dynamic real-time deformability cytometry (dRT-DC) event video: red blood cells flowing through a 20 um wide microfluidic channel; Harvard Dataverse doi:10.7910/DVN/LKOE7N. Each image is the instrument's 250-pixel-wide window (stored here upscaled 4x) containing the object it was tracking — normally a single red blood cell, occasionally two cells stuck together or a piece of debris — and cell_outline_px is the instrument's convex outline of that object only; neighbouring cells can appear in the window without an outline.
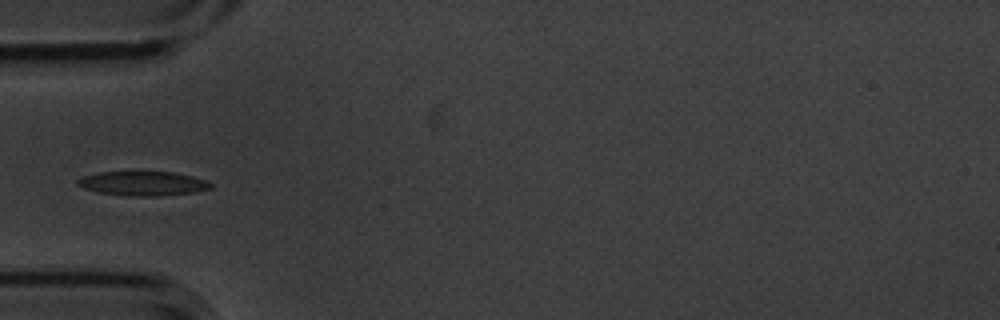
{"species": "common noctule bat (a hibernating species)", "species_latin": "Nyctalus noctula", "temperature_condition": "cold", "stored_images_in_passage": 6, "camera_frame_rate_fps": 3000, "um_per_image_px": 0.085, "animal": {"sex": "male", "body_mass_g": 20.1, "forearm_length_mm": 53.5}, "frame": {"image": 1, "passage_image": 4, "time_ms": 1.0, "image_size_px": [1000, 320], "cell_outline_px": [[212, 188], [192, 192], [160, 196], [128, 196], [100, 192], [84, 188], [76, 184], [76, 180], [84, 176], [96, 172], [176, 172], [192, 176], [204, 180], [212, 184]], "centroid_in_image_um": [12.13, 15.59], "position_along_channel_um": 72.9, "area_um2": 18.73}}
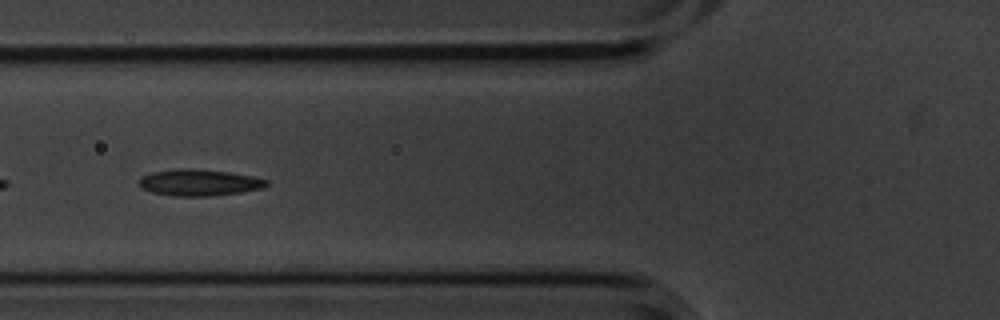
{"frame": {"image": 2, "passage_image": 5, "time_ms": 1.333, "image_size_px": [1000, 320], "cell_outline_px": [[268, 184], [264, 188], [240, 192], [212, 196], [176, 196], [152, 192], [140, 188], [136, 184], [144, 176], [152, 172], [176, 168], [192, 168], [228, 172], [252, 176], [268, 180]], "centroid_in_image_um": [16.91, 15.51], "position_along_channel_um": 108.9, "area_um2": 19.71}}
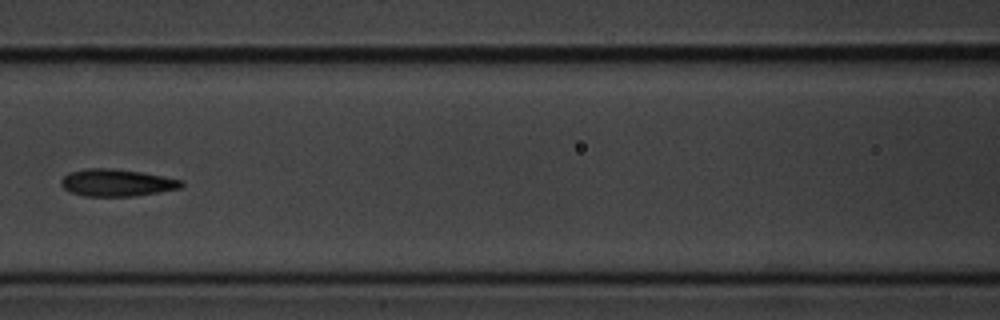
{"frame": {"image": 3, "passage_image": 6, "time_ms": 1.667, "image_size_px": [1000, 320], "cell_outline_px": [[184, 184], [180, 188], [160, 192], [132, 196], [84, 196], [72, 192], [64, 188], [60, 184], [60, 180], [68, 172], [84, 168], [112, 168], [140, 172], [164, 176], [184, 180]], "centroid_in_image_um": [9.92, 15.52], "position_along_channel_um": 156.7, "area_um2": 19.13}}